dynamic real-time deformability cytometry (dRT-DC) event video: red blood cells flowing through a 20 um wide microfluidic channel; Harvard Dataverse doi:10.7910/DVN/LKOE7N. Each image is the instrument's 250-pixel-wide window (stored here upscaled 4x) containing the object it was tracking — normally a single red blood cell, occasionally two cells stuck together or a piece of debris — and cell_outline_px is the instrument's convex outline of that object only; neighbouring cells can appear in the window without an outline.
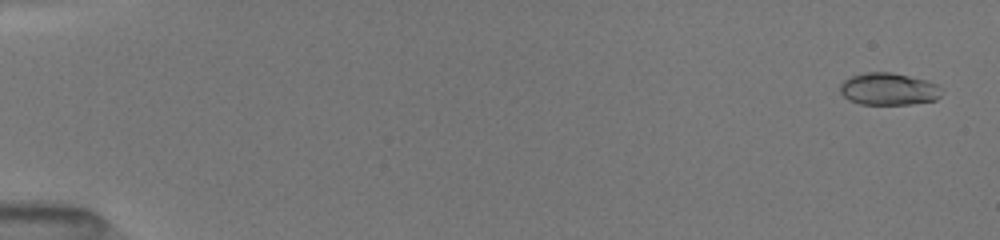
{"species": "common noctule bat (a hibernating species)", "species_latin": "Nyctalus noctula", "temperature_condition": "room temperature", "stored_images_in_passage": 9, "camera_frame_rate_fps": 3000, "um_per_image_px": 0.085, "animal": {"sex": "female", "body_mass_g": 19.5, "forearm_length_mm": 54.1}, "frame": {"image": 1, "passage_image": 2, "time_ms": 0.333, "image_size_px": [1000, 240], "cell_outline_px": [[940, 96], [936, 100], [912, 104], [860, 104], [848, 100], [840, 92], [840, 84], [844, 80], [852, 76], [868, 72], [892, 72], [924, 80], [936, 84], [940, 88]], "centroid_in_image_um": [75.5, 7.58], "position_along_channel_um": 9.5, "area_um2": 18.9}}